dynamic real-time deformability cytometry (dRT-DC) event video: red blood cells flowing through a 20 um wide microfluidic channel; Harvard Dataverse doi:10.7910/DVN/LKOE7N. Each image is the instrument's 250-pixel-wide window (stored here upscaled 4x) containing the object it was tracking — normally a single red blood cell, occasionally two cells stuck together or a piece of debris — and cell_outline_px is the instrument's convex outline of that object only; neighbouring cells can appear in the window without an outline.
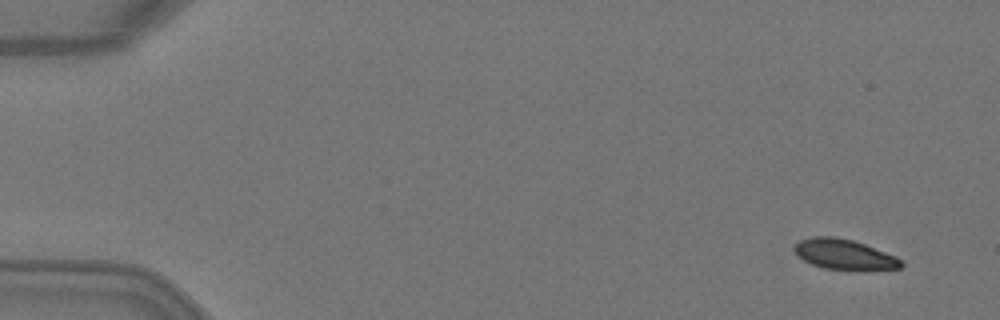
{"species": "Egyptian fruit bat (a non-hibernating species)", "species_latin": "Rousettus aegyptiacus", "temperature_condition": "warm", "stored_images_in_passage": 5, "camera_frame_rate_fps": 3000, "um_per_image_px": 0.085, "animal": {"sex": "female"}, "frame": {"image": 1, "passage_image": 1, "time_ms": 0.0, "image_size_px": [1000, 320], "cell_outline_px": [[904, 264], [900, 268], [860, 272], [852, 272], [824, 268], [812, 264], [796, 256], [792, 248], [800, 240], [812, 236], [836, 236], [852, 240], [864, 244], [896, 256]], "centroid_in_image_um": [71.76, 21.66], "position_along_channel_um": 13.2, "area_um2": 19.48}}
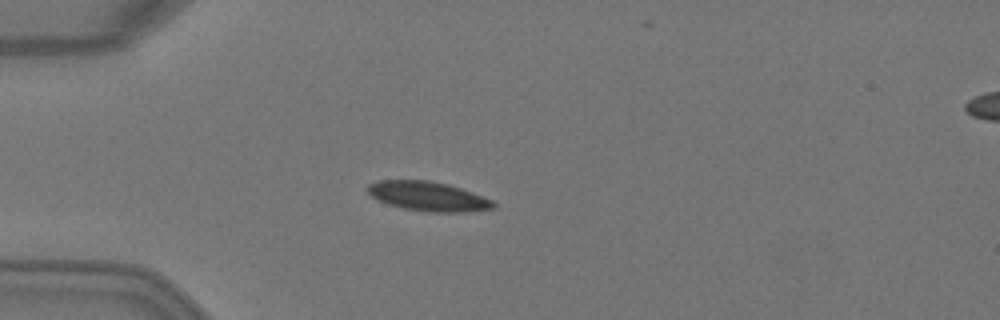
{"frame": {"image": 2, "passage_image": 4, "time_ms": 1.0, "image_size_px": [1000, 320], "cell_outline_px": [[496, 208], [464, 212], [428, 212], [404, 208], [388, 204], [372, 196], [368, 192], [368, 184], [380, 180], [428, 180], [448, 184], [472, 192], [492, 200], [496, 204]], "centroid_in_image_um": [36.41, 16.68], "position_along_channel_um": 48.6, "area_um2": 21.39}}